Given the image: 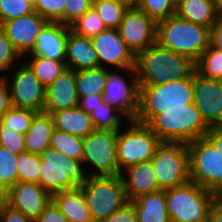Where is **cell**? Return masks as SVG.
<instances>
[{
	"mask_svg": "<svg viewBox=\"0 0 222 222\" xmlns=\"http://www.w3.org/2000/svg\"><path fill=\"white\" fill-rule=\"evenodd\" d=\"M135 68L139 85H159L190 78L196 71V62L156 42L136 56Z\"/></svg>",
	"mask_w": 222,
	"mask_h": 222,
	"instance_id": "obj_1",
	"label": "cell"
},
{
	"mask_svg": "<svg viewBox=\"0 0 222 222\" xmlns=\"http://www.w3.org/2000/svg\"><path fill=\"white\" fill-rule=\"evenodd\" d=\"M156 42L197 62L210 45V28L174 14L157 23Z\"/></svg>",
	"mask_w": 222,
	"mask_h": 222,
	"instance_id": "obj_2",
	"label": "cell"
},
{
	"mask_svg": "<svg viewBox=\"0 0 222 222\" xmlns=\"http://www.w3.org/2000/svg\"><path fill=\"white\" fill-rule=\"evenodd\" d=\"M139 110L136 121L148 124L167 108H186L193 102L194 74L180 81L169 80L159 85H139Z\"/></svg>",
	"mask_w": 222,
	"mask_h": 222,
	"instance_id": "obj_3",
	"label": "cell"
},
{
	"mask_svg": "<svg viewBox=\"0 0 222 222\" xmlns=\"http://www.w3.org/2000/svg\"><path fill=\"white\" fill-rule=\"evenodd\" d=\"M161 142L189 144L205 137L210 127L192 102L186 108H167L147 124Z\"/></svg>",
	"mask_w": 222,
	"mask_h": 222,
	"instance_id": "obj_4",
	"label": "cell"
},
{
	"mask_svg": "<svg viewBox=\"0 0 222 222\" xmlns=\"http://www.w3.org/2000/svg\"><path fill=\"white\" fill-rule=\"evenodd\" d=\"M40 172L39 185L51 195L81 187L88 177L82 161L51 147L40 154Z\"/></svg>",
	"mask_w": 222,
	"mask_h": 222,
	"instance_id": "obj_5",
	"label": "cell"
},
{
	"mask_svg": "<svg viewBox=\"0 0 222 222\" xmlns=\"http://www.w3.org/2000/svg\"><path fill=\"white\" fill-rule=\"evenodd\" d=\"M164 191L171 222H208L215 193L191 181Z\"/></svg>",
	"mask_w": 222,
	"mask_h": 222,
	"instance_id": "obj_6",
	"label": "cell"
},
{
	"mask_svg": "<svg viewBox=\"0 0 222 222\" xmlns=\"http://www.w3.org/2000/svg\"><path fill=\"white\" fill-rule=\"evenodd\" d=\"M80 188L93 222L108 218L129 202L121 175L88 176Z\"/></svg>",
	"mask_w": 222,
	"mask_h": 222,
	"instance_id": "obj_7",
	"label": "cell"
},
{
	"mask_svg": "<svg viewBox=\"0 0 222 222\" xmlns=\"http://www.w3.org/2000/svg\"><path fill=\"white\" fill-rule=\"evenodd\" d=\"M126 123L129 128L121 127L117 131V161L120 172L129 166L150 161L161 144L160 138L147 124L136 120H127Z\"/></svg>",
	"mask_w": 222,
	"mask_h": 222,
	"instance_id": "obj_8",
	"label": "cell"
},
{
	"mask_svg": "<svg viewBox=\"0 0 222 222\" xmlns=\"http://www.w3.org/2000/svg\"><path fill=\"white\" fill-rule=\"evenodd\" d=\"M82 162L88 176L121 175L117 161V131L95 129L85 136Z\"/></svg>",
	"mask_w": 222,
	"mask_h": 222,
	"instance_id": "obj_9",
	"label": "cell"
},
{
	"mask_svg": "<svg viewBox=\"0 0 222 222\" xmlns=\"http://www.w3.org/2000/svg\"><path fill=\"white\" fill-rule=\"evenodd\" d=\"M189 150L190 181L217 193L222 189V155L206 138L187 144Z\"/></svg>",
	"mask_w": 222,
	"mask_h": 222,
	"instance_id": "obj_10",
	"label": "cell"
},
{
	"mask_svg": "<svg viewBox=\"0 0 222 222\" xmlns=\"http://www.w3.org/2000/svg\"><path fill=\"white\" fill-rule=\"evenodd\" d=\"M151 161L160 190L171 189L190 181L187 144L161 142Z\"/></svg>",
	"mask_w": 222,
	"mask_h": 222,
	"instance_id": "obj_11",
	"label": "cell"
},
{
	"mask_svg": "<svg viewBox=\"0 0 222 222\" xmlns=\"http://www.w3.org/2000/svg\"><path fill=\"white\" fill-rule=\"evenodd\" d=\"M18 65L19 67H15L16 71H12L13 73L10 70L8 76H0L9 87L12 107L43 112L46 87L25 62Z\"/></svg>",
	"mask_w": 222,
	"mask_h": 222,
	"instance_id": "obj_12",
	"label": "cell"
},
{
	"mask_svg": "<svg viewBox=\"0 0 222 222\" xmlns=\"http://www.w3.org/2000/svg\"><path fill=\"white\" fill-rule=\"evenodd\" d=\"M126 77L112 70L107 77L103 100L119 110L128 120H135L139 110L140 87L136 68L124 70ZM128 74V75H127Z\"/></svg>",
	"mask_w": 222,
	"mask_h": 222,
	"instance_id": "obj_13",
	"label": "cell"
},
{
	"mask_svg": "<svg viewBox=\"0 0 222 222\" xmlns=\"http://www.w3.org/2000/svg\"><path fill=\"white\" fill-rule=\"evenodd\" d=\"M95 48L99 67L124 71L136 67V56L127 47L118 29L106 28L90 38ZM108 66H107V65Z\"/></svg>",
	"mask_w": 222,
	"mask_h": 222,
	"instance_id": "obj_14",
	"label": "cell"
},
{
	"mask_svg": "<svg viewBox=\"0 0 222 222\" xmlns=\"http://www.w3.org/2000/svg\"><path fill=\"white\" fill-rule=\"evenodd\" d=\"M117 29L135 56L156 43L157 23L137 7H129Z\"/></svg>",
	"mask_w": 222,
	"mask_h": 222,
	"instance_id": "obj_15",
	"label": "cell"
},
{
	"mask_svg": "<svg viewBox=\"0 0 222 222\" xmlns=\"http://www.w3.org/2000/svg\"><path fill=\"white\" fill-rule=\"evenodd\" d=\"M193 103L209 127L222 126V83L194 72Z\"/></svg>",
	"mask_w": 222,
	"mask_h": 222,
	"instance_id": "obj_16",
	"label": "cell"
},
{
	"mask_svg": "<svg viewBox=\"0 0 222 222\" xmlns=\"http://www.w3.org/2000/svg\"><path fill=\"white\" fill-rule=\"evenodd\" d=\"M47 22L44 17L35 11L6 21L0 27L4 30L14 48L23 57L33 49L37 36Z\"/></svg>",
	"mask_w": 222,
	"mask_h": 222,
	"instance_id": "obj_17",
	"label": "cell"
},
{
	"mask_svg": "<svg viewBox=\"0 0 222 222\" xmlns=\"http://www.w3.org/2000/svg\"><path fill=\"white\" fill-rule=\"evenodd\" d=\"M52 195L38 183L18 181L9 189V205L34 221L51 202Z\"/></svg>",
	"mask_w": 222,
	"mask_h": 222,
	"instance_id": "obj_18",
	"label": "cell"
},
{
	"mask_svg": "<svg viewBox=\"0 0 222 222\" xmlns=\"http://www.w3.org/2000/svg\"><path fill=\"white\" fill-rule=\"evenodd\" d=\"M69 28V25L48 21L37 36L33 49L23 58L29 55L65 61Z\"/></svg>",
	"mask_w": 222,
	"mask_h": 222,
	"instance_id": "obj_19",
	"label": "cell"
},
{
	"mask_svg": "<svg viewBox=\"0 0 222 222\" xmlns=\"http://www.w3.org/2000/svg\"><path fill=\"white\" fill-rule=\"evenodd\" d=\"M79 105L76 89V71L66 69L50 85L46 87L44 113L69 109Z\"/></svg>",
	"mask_w": 222,
	"mask_h": 222,
	"instance_id": "obj_20",
	"label": "cell"
},
{
	"mask_svg": "<svg viewBox=\"0 0 222 222\" xmlns=\"http://www.w3.org/2000/svg\"><path fill=\"white\" fill-rule=\"evenodd\" d=\"M128 201L160 191L152 161L141 162L121 172Z\"/></svg>",
	"mask_w": 222,
	"mask_h": 222,
	"instance_id": "obj_21",
	"label": "cell"
},
{
	"mask_svg": "<svg viewBox=\"0 0 222 222\" xmlns=\"http://www.w3.org/2000/svg\"><path fill=\"white\" fill-rule=\"evenodd\" d=\"M66 66L74 71L99 67V61L91 39L75 34L68 29Z\"/></svg>",
	"mask_w": 222,
	"mask_h": 222,
	"instance_id": "obj_22",
	"label": "cell"
},
{
	"mask_svg": "<svg viewBox=\"0 0 222 222\" xmlns=\"http://www.w3.org/2000/svg\"><path fill=\"white\" fill-rule=\"evenodd\" d=\"M178 17L208 28L221 16V0H181L176 5Z\"/></svg>",
	"mask_w": 222,
	"mask_h": 222,
	"instance_id": "obj_23",
	"label": "cell"
},
{
	"mask_svg": "<svg viewBox=\"0 0 222 222\" xmlns=\"http://www.w3.org/2000/svg\"><path fill=\"white\" fill-rule=\"evenodd\" d=\"M50 115L54 122V128L62 132L84 138L95 130L90 113L79 106L62 109Z\"/></svg>",
	"mask_w": 222,
	"mask_h": 222,
	"instance_id": "obj_24",
	"label": "cell"
},
{
	"mask_svg": "<svg viewBox=\"0 0 222 222\" xmlns=\"http://www.w3.org/2000/svg\"><path fill=\"white\" fill-rule=\"evenodd\" d=\"M52 201L69 222H93L80 187L54 193Z\"/></svg>",
	"mask_w": 222,
	"mask_h": 222,
	"instance_id": "obj_25",
	"label": "cell"
},
{
	"mask_svg": "<svg viewBox=\"0 0 222 222\" xmlns=\"http://www.w3.org/2000/svg\"><path fill=\"white\" fill-rule=\"evenodd\" d=\"M129 202L134 206L138 222H171L164 190L141 195Z\"/></svg>",
	"mask_w": 222,
	"mask_h": 222,
	"instance_id": "obj_26",
	"label": "cell"
},
{
	"mask_svg": "<svg viewBox=\"0 0 222 222\" xmlns=\"http://www.w3.org/2000/svg\"><path fill=\"white\" fill-rule=\"evenodd\" d=\"M54 129L52 116L38 112L24 135L26 152L40 155L46 148H49Z\"/></svg>",
	"mask_w": 222,
	"mask_h": 222,
	"instance_id": "obj_27",
	"label": "cell"
},
{
	"mask_svg": "<svg viewBox=\"0 0 222 222\" xmlns=\"http://www.w3.org/2000/svg\"><path fill=\"white\" fill-rule=\"evenodd\" d=\"M111 71L103 67L76 71L78 98L93 94H103L108 74Z\"/></svg>",
	"mask_w": 222,
	"mask_h": 222,
	"instance_id": "obj_28",
	"label": "cell"
},
{
	"mask_svg": "<svg viewBox=\"0 0 222 222\" xmlns=\"http://www.w3.org/2000/svg\"><path fill=\"white\" fill-rule=\"evenodd\" d=\"M29 60L24 61L40 82L47 87L67 68L65 61H57L41 56H28ZM31 59V60H30Z\"/></svg>",
	"mask_w": 222,
	"mask_h": 222,
	"instance_id": "obj_29",
	"label": "cell"
},
{
	"mask_svg": "<svg viewBox=\"0 0 222 222\" xmlns=\"http://www.w3.org/2000/svg\"><path fill=\"white\" fill-rule=\"evenodd\" d=\"M93 126L97 130L118 131L122 127V123L128 120L119 110L111 106L106 101L90 112Z\"/></svg>",
	"mask_w": 222,
	"mask_h": 222,
	"instance_id": "obj_30",
	"label": "cell"
},
{
	"mask_svg": "<svg viewBox=\"0 0 222 222\" xmlns=\"http://www.w3.org/2000/svg\"><path fill=\"white\" fill-rule=\"evenodd\" d=\"M92 7L97 11L106 28L117 29L129 6L118 0H94Z\"/></svg>",
	"mask_w": 222,
	"mask_h": 222,
	"instance_id": "obj_31",
	"label": "cell"
},
{
	"mask_svg": "<svg viewBox=\"0 0 222 222\" xmlns=\"http://www.w3.org/2000/svg\"><path fill=\"white\" fill-rule=\"evenodd\" d=\"M50 147L67 155L69 158L82 161L83 138L54 129Z\"/></svg>",
	"mask_w": 222,
	"mask_h": 222,
	"instance_id": "obj_32",
	"label": "cell"
},
{
	"mask_svg": "<svg viewBox=\"0 0 222 222\" xmlns=\"http://www.w3.org/2000/svg\"><path fill=\"white\" fill-rule=\"evenodd\" d=\"M196 71L209 79L222 78V51L209 45L196 62Z\"/></svg>",
	"mask_w": 222,
	"mask_h": 222,
	"instance_id": "obj_33",
	"label": "cell"
},
{
	"mask_svg": "<svg viewBox=\"0 0 222 222\" xmlns=\"http://www.w3.org/2000/svg\"><path fill=\"white\" fill-rule=\"evenodd\" d=\"M37 113L28 108L11 107L1 116L0 122L13 132L25 135Z\"/></svg>",
	"mask_w": 222,
	"mask_h": 222,
	"instance_id": "obj_34",
	"label": "cell"
},
{
	"mask_svg": "<svg viewBox=\"0 0 222 222\" xmlns=\"http://www.w3.org/2000/svg\"><path fill=\"white\" fill-rule=\"evenodd\" d=\"M70 29L79 36L91 38L105 30L106 27L97 11L91 7L82 17L70 25Z\"/></svg>",
	"mask_w": 222,
	"mask_h": 222,
	"instance_id": "obj_35",
	"label": "cell"
},
{
	"mask_svg": "<svg viewBox=\"0 0 222 222\" xmlns=\"http://www.w3.org/2000/svg\"><path fill=\"white\" fill-rule=\"evenodd\" d=\"M18 181L34 182L39 184L40 155L24 152L16 160Z\"/></svg>",
	"mask_w": 222,
	"mask_h": 222,
	"instance_id": "obj_36",
	"label": "cell"
},
{
	"mask_svg": "<svg viewBox=\"0 0 222 222\" xmlns=\"http://www.w3.org/2000/svg\"><path fill=\"white\" fill-rule=\"evenodd\" d=\"M176 5L175 0H139L136 7L158 23L174 15Z\"/></svg>",
	"mask_w": 222,
	"mask_h": 222,
	"instance_id": "obj_37",
	"label": "cell"
},
{
	"mask_svg": "<svg viewBox=\"0 0 222 222\" xmlns=\"http://www.w3.org/2000/svg\"><path fill=\"white\" fill-rule=\"evenodd\" d=\"M17 157L18 155L0 145V184L8 189L18 182Z\"/></svg>",
	"mask_w": 222,
	"mask_h": 222,
	"instance_id": "obj_38",
	"label": "cell"
},
{
	"mask_svg": "<svg viewBox=\"0 0 222 222\" xmlns=\"http://www.w3.org/2000/svg\"><path fill=\"white\" fill-rule=\"evenodd\" d=\"M35 12L31 0H0V25Z\"/></svg>",
	"mask_w": 222,
	"mask_h": 222,
	"instance_id": "obj_39",
	"label": "cell"
},
{
	"mask_svg": "<svg viewBox=\"0 0 222 222\" xmlns=\"http://www.w3.org/2000/svg\"><path fill=\"white\" fill-rule=\"evenodd\" d=\"M34 10L47 21L64 24L65 0H34Z\"/></svg>",
	"mask_w": 222,
	"mask_h": 222,
	"instance_id": "obj_40",
	"label": "cell"
},
{
	"mask_svg": "<svg viewBox=\"0 0 222 222\" xmlns=\"http://www.w3.org/2000/svg\"><path fill=\"white\" fill-rule=\"evenodd\" d=\"M21 58L23 59L0 27V72L6 71L5 74L8 75L14 63L22 61Z\"/></svg>",
	"mask_w": 222,
	"mask_h": 222,
	"instance_id": "obj_41",
	"label": "cell"
},
{
	"mask_svg": "<svg viewBox=\"0 0 222 222\" xmlns=\"http://www.w3.org/2000/svg\"><path fill=\"white\" fill-rule=\"evenodd\" d=\"M0 145L9 149L16 155L26 152L25 137L23 134L13 132L0 122Z\"/></svg>",
	"mask_w": 222,
	"mask_h": 222,
	"instance_id": "obj_42",
	"label": "cell"
},
{
	"mask_svg": "<svg viewBox=\"0 0 222 222\" xmlns=\"http://www.w3.org/2000/svg\"><path fill=\"white\" fill-rule=\"evenodd\" d=\"M92 0H65L64 25H71L82 17L91 7Z\"/></svg>",
	"mask_w": 222,
	"mask_h": 222,
	"instance_id": "obj_43",
	"label": "cell"
},
{
	"mask_svg": "<svg viewBox=\"0 0 222 222\" xmlns=\"http://www.w3.org/2000/svg\"><path fill=\"white\" fill-rule=\"evenodd\" d=\"M98 222H138L134 206L128 202L117 212Z\"/></svg>",
	"mask_w": 222,
	"mask_h": 222,
	"instance_id": "obj_44",
	"label": "cell"
},
{
	"mask_svg": "<svg viewBox=\"0 0 222 222\" xmlns=\"http://www.w3.org/2000/svg\"><path fill=\"white\" fill-rule=\"evenodd\" d=\"M33 222H69L55 203L51 202Z\"/></svg>",
	"mask_w": 222,
	"mask_h": 222,
	"instance_id": "obj_45",
	"label": "cell"
},
{
	"mask_svg": "<svg viewBox=\"0 0 222 222\" xmlns=\"http://www.w3.org/2000/svg\"><path fill=\"white\" fill-rule=\"evenodd\" d=\"M0 222H33V221L19 210H16L12 208L10 205H8L0 213Z\"/></svg>",
	"mask_w": 222,
	"mask_h": 222,
	"instance_id": "obj_46",
	"label": "cell"
},
{
	"mask_svg": "<svg viewBox=\"0 0 222 222\" xmlns=\"http://www.w3.org/2000/svg\"><path fill=\"white\" fill-rule=\"evenodd\" d=\"M12 107L10 90L3 78H0V120L1 116Z\"/></svg>",
	"mask_w": 222,
	"mask_h": 222,
	"instance_id": "obj_47",
	"label": "cell"
},
{
	"mask_svg": "<svg viewBox=\"0 0 222 222\" xmlns=\"http://www.w3.org/2000/svg\"><path fill=\"white\" fill-rule=\"evenodd\" d=\"M210 45L222 51V16L210 28Z\"/></svg>",
	"mask_w": 222,
	"mask_h": 222,
	"instance_id": "obj_48",
	"label": "cell"
},
{
	"mask_svg": "<svg viewBox=\"0 0 222 222\" xmlns=\"http://www.w3.org/2000/svg\"><path fill=\"white\" fill-rule=\"evenodd\" d=\"M102 94L96 95H87L79 98V107L85 110L87 113H90L94 108H96L99 103L103 102Z\"/></svg>",
	"mask_w": 222,
	"mask_h": 222,
	"instance_id": "obj_49",
	"label": "cell"
},
{
	"mask_svg": "<svg viewBox=\"0 0 222 222\" xmlns=\"http://www.w3.org/2000/svg\"><path fill=\"white\" fill-rule=\"evenodd\" d=\"M205 137L216 147L222 155V126L210 127Z\"/></svg>",
	"mask_w": 222,
	"mask_h": 222,
	"instance_id": "obj_50",
	"label": "cell"
},
{
	"mask_svg": "<svg viewBox=\"0 0 222 222\" xmlns=\"http://www.w3.org/2000/svg\"><path fill=\"white\" fill-rule=\"evenodd\" d=\"M208 222H222V205L216 200L210 207Z\"/></svg>",
	"mask_w": 222,
	"mask_h": 222,
	"instance_id": "obj_51",
	"label": "cell"
},
{
	"mask_svg": "<svg viewBox=\"0 0 222 222\" xmlns=\"http://www.w3.org/2000/svg\"><path fill=\"white\" fill-rule=\"evenodd\" d=\"M9 205V189L0 184V213Z\"/></svg>",
	"mask_w": 222,
	"mask_h": 222,
	"instance_id": "obj_52",
	"label": "cell"
},
{
	"mask_svg": "<svg viewBox=\"0 0 222 222\" xmlns=\"http://www.w3.org/2000/svg\"><path fill=\"white\" fill-rule=\"evenodd\" d=\"M126 3L129 7H136L138 5L139 0H118Z\"/></svg>",
	"mask_w": 222,
	"mask_h": 222,
	"instance_id": "obj_53",
	"label": "cell"
},
{
	"mask_svg": "<svg viewBox=\"0 0 222 222\" xmlns=\"http://www.w3.org/2000/svg\"><path fill=\"white\" fill-rule=\"evenodd\" d=\"M215 200L222 205V189L215 194Z\"/></svg>",
	"mask_w": 222,
	"mask_h": 222,
	"instance_id": "obj_54",
	"label": "cell"
},
{
	"mask_svg": "<svg viewBox=\"0 0 222 222\" xmlns=\"http://www.w3.org/2000/svg\"><path fill=\"white\" fill-rule=\"evenodd\" d=\"M221 16H222V0H221Z\"/></svg>",
	"mask_w": 222,
	"mask_h": 222,
	"instance_id": "obj_55",
	"label": "cell"
}]
</instances>
